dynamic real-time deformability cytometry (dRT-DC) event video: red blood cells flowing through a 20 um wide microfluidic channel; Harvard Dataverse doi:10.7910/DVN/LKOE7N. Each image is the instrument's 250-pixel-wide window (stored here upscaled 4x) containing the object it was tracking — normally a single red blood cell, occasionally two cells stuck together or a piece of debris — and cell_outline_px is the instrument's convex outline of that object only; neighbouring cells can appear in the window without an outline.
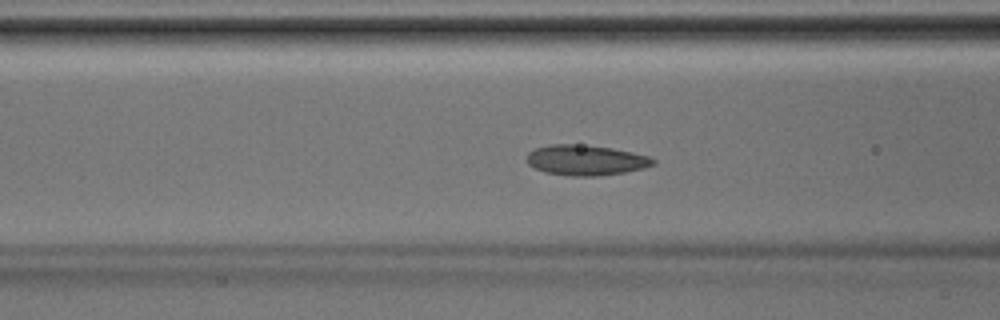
{"species": "Egyptian fruit bat (a non-hibernating species)", "species_latin": "Rousettus aegyptiacus", "temperature_condition": "room temperature", "stored_images_in_passage": 37, "camera_frame_rate_fps": 3000, "um_per_image_px": 0.085, "animal": {"sex": "male"}, "frame": {"image": 1, "passage_image": 13, "time_ms": 4.0, "image_size_px": [1000, 320], "cell_outline_px": [[656, 164], [644, 168], [624, 172], [600, 176], [572, 176], [544, 172], [528, 164], [528, 152], [536, 148], [552, 144], [572, 144], [612, 148], [632, 152], [648, 156], [656, 160]], "centroid_in_image_um": [49.82, 13.62], "position_along_channel_um": 116.8, "area_um2": 22.2}}
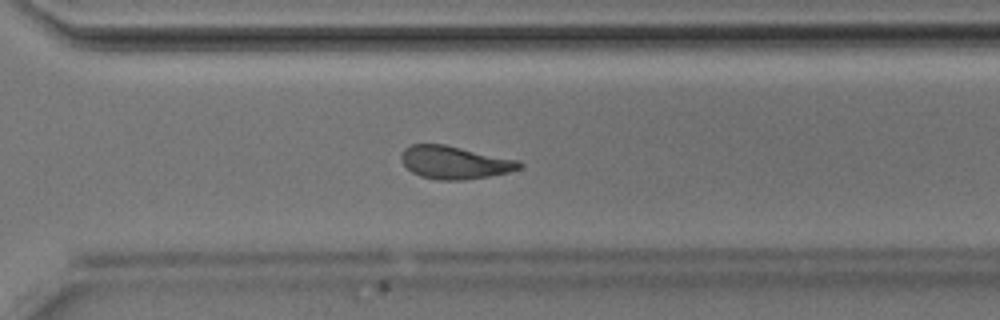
{"frame": {"image": 2, "passage_image": 25, "time_ms": 8.0, "image_size_px": [1000, 320], "cell_outline_px": [[524, 164], [520, 168], [508, 172], [488, 176], [460, 180], [440, 180], [420, 176], [412, 172], [400, 160], [400, 156], [404, 148], [412, 144], [444, 144], [520, 160]], "centroid_in_image_um": [38.64, 13.8], "position_along_channel_um": 332.0, "area_um2": 22.6}}
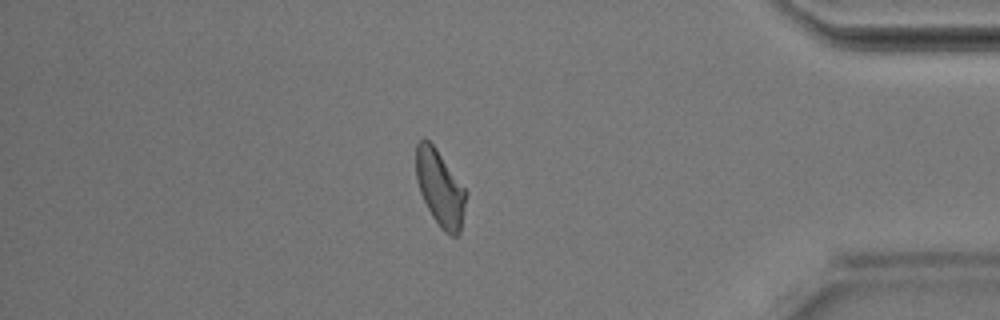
{"frame": {"image": 3, "passage_image": 31, "time_ms": 10.0, "image_size_px": [1000, 320], "cell_outline_px": [[468, 192], [460, 232], [456, 236], [452, 236], [444, 232], [440, 228], [432, 216], [420, 192], [416, 176], [416, 144], [424, 136], [436, 148]], "centroid_in_image_um": [37.41, 15.99], "position_along_channel_um": 397.8, "area_um2": 22.14}}